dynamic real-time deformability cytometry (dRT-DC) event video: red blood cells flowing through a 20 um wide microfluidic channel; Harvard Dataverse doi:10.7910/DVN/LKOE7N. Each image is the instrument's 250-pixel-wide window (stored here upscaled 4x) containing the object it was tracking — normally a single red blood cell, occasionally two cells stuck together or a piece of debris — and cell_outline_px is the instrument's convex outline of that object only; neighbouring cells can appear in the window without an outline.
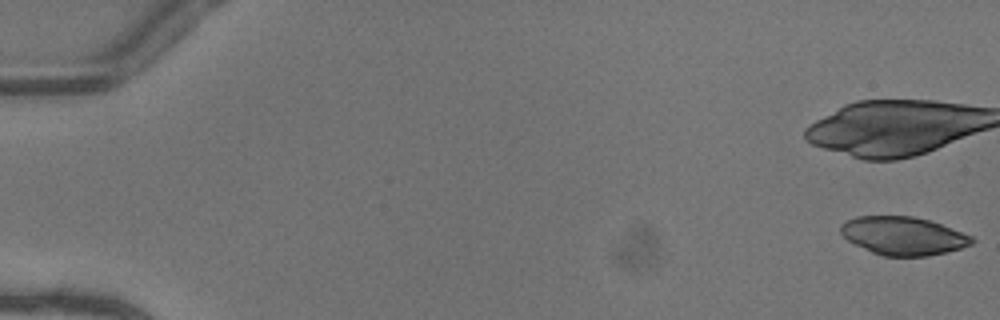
{"species": "common noctule bat (a hibernating species)", "species_latin": "Nyctalus noctula", "temperature_condition": "warm", "stored_images_in_passage": 20, "camera_frame_rate_fps": 3000, "um_per_image_px": 0.085, "animal": {"sex": "female"}, "frame": {"image": 1, "passage_image": 1, "time_ms": 0.0, "image_size_px": [1000, 320], "cell_outline_px": [[976, 240], [972, 244], [948, 252], [928, 256], [884, 256], [872, 252], [848, 240], [840, 232], [840, 224], [856, 216], [912, 216], [928, 220], [940, 224], [972, 236]], "centroid_in_image_um": [76.78, 20.05], "position_along_channel_um": 8.2, "area_um2": 29.07}}